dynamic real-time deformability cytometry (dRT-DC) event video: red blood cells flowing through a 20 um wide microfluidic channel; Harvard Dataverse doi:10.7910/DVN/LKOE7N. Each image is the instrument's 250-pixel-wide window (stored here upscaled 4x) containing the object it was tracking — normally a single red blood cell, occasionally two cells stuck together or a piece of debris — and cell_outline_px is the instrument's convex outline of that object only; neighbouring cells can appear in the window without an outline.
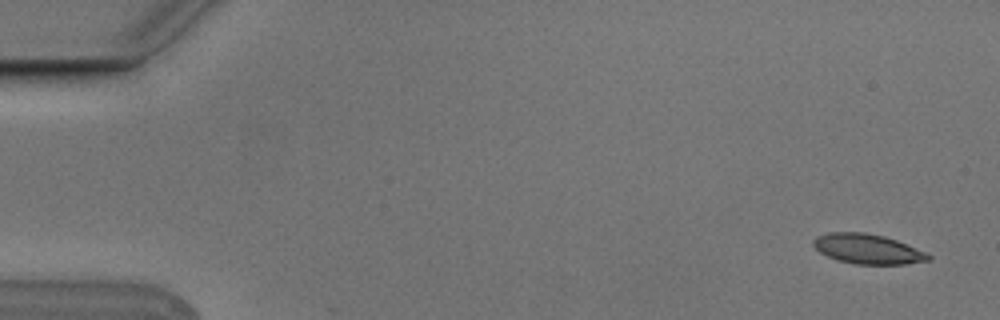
{"species": "Egyptian fruit bat (a non-hibernating species)", "species_latin": "Rousettus aegyptiacus", "temperature_condition": "cold", "stored_images_in_passage": 5, "camera_frame_rate_fps": 3000, "um_per_image_px": 0.085, "animal": {"sex": "male"}, "frame": {"image": 1, "passage_image": 1, "time_ms": 0.0, "image_size_px": [1000, 320], "cell_outline_px": [[932, 260], [904, 264], [852, 264], [836, 260], [820, 252], [812, 244], [812, 240], [816, 236], [828, 232], [864, 232], [884, 236], [896, 240], [928, 252], [932, 256]], "centroid_in_image_um": [73.76, 21.16], "position_along_channel_um": 11.2, "area_um2": 20.23}}
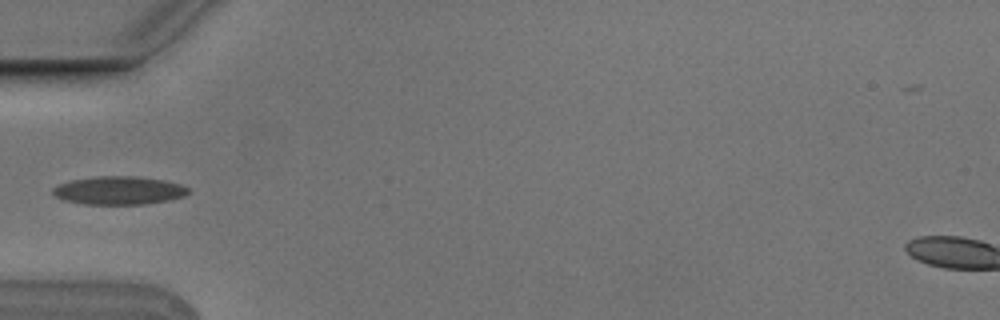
{"frame": {"image": 2, "passage_image": 5, "time_ms": 1.333, "image_size_px": [1000, 320], "cell_outline_px": [[192, 192], [184, 196], [168, 200], [148, 204], [84, 204], [64, 200], [56, 196], [52, 192], [52, 188], [60, 184], [72, 180], [96, 176], [136, 176], [164, 180], [180, 184], [188, 188]], "centroid_in_image_um": [10.14, 16.19], "position_along_channel_um": 74.9, "area_um2": 22.31}}